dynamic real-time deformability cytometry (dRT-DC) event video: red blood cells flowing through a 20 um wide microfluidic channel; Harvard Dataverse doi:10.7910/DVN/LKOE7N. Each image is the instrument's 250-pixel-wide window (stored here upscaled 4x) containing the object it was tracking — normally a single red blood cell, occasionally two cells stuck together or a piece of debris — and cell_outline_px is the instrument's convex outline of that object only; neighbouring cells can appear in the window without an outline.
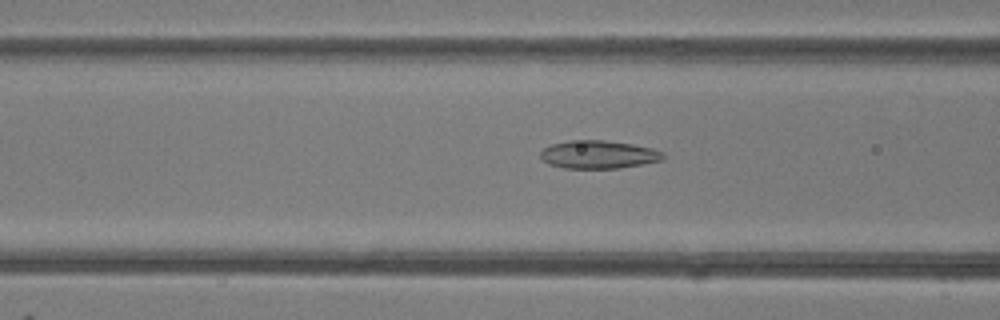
{"species": "common noctule bat (a hibernating species)", "species_latin": "Nyctalus noctula", "temperature_condition": "room temperature", "stored_images_in_passage": 48, "camera_frame_rate_fps": 3000, "um_per_image_px": 0.085, "animal": {"sex": "female"}, "frame": {"image": 1, "passage_image": 19, "time_ms": 6.0, "image_size_px": [1000, 320], "cell_outline_px": [[664, 160], [644, 164], [620, 168], [564, 168], [548, 164], [540, 156], [540, 152], [544, 148], [552, 144], [568, 140], [604, 140], [632, 144], [652, 148], [664, 152]], "centroid_in_image_um": [50.89, 13.13], "position_along_channel_um": 115.7, "area_um2": 20.17}}
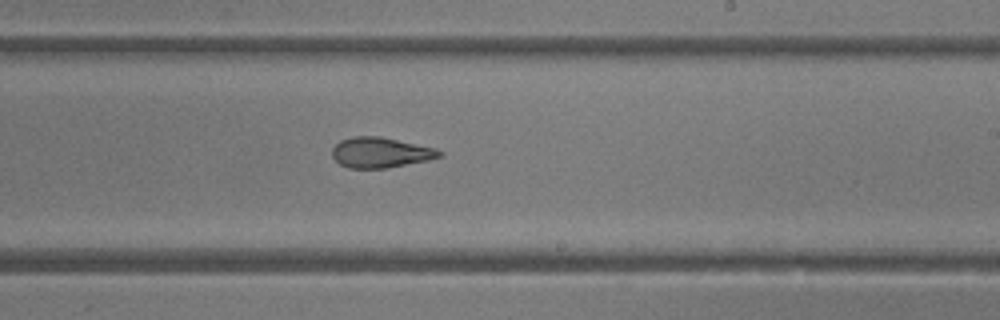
{"frame": {"image": 2, "passage_image": 29, "time_ms": 9.333, "image_size_px": [1000, 320], "cell_outline_px": [[444, 152], [440, 156], [428, 160], [388, 168], [348, 168], [340, 164], [332, 156], [332, 148], [340, 140], [352, 136], [380, 136], [436, 148]], "centroid_in_image_um": [32.33, 12.96], "position_along_channel_um": 256.7, "area_um2": 19.02}}
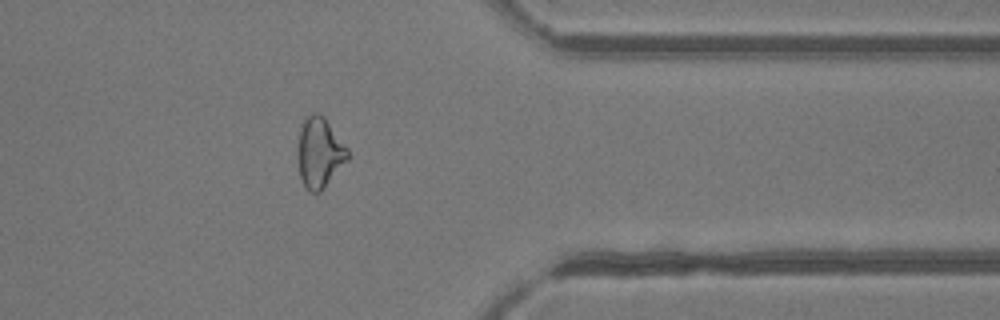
{"frame": {"image": 3, "passage_image": 39, "time_ms": 12.667, "image_size_px": [1000, 320], "cell_outline_px": [[348, 160], [324, 188], [320, 192], [312, 192], [304, 184], [300, 176], [300, 128], [304, 120], [312, 112], [316, 112], [324, 116], [348, 148]], "centroid_in_image_um": [27.21, 12.95], "position_along_channel_um": 384.2, "area_um2": 19.83}, "authors_computed_cell_mechanics": {"area_um2": 21.0681, "velocity_mm_per_s": 4.2181, "shape_relaxation_time_tau1_ms": null, "shape_relaxation_time_tau2_ms": 2.4528, "deformation_change_tau1": null, "deformation_change_tau2": 0.0957}}